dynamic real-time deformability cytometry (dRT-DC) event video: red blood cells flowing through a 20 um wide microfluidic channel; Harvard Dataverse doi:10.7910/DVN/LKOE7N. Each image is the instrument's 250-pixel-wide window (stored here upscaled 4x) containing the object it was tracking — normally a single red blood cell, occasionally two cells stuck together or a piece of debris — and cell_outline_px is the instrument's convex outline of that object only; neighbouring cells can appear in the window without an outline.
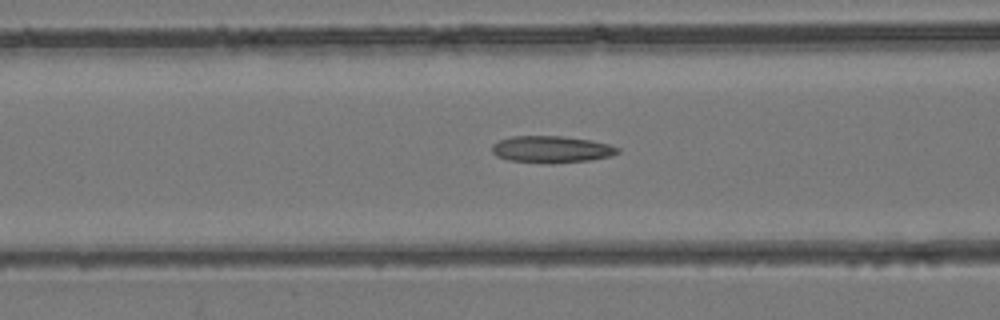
{"species": "common noctule bat (a hibernating species)", "species_latin": "Nyctalus noctula", "temperature_condition": "room temperature", "stored_images_in_passage": 26, "camera_frame_rate_fps": 3000, "um_per_image_px": 0.085, "animal": {"sex": "female", "body_mass_g": 24.6, "forearm_length_mm": 56.2}, "frame": {"image": 1, "passage_image": 7, "time_ms": 2.0, "image_size_px": [1000, 320], "cell_outline_px": [[620, 152], [612, 156], [588, 160], [552, 164], [508, 160], [496, 156], [492, 152], [492, 144], [500, 140], [512, 136], [564, 136], [592, 140], [608, 144], [620, 148]], "centroid_in_image_um": [46.89, 12.69], "position_along_channel_um": 119.7, "area_um2": 19.83}}
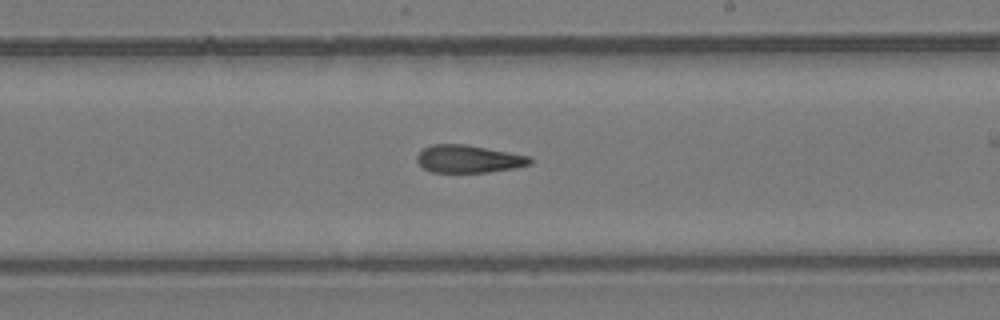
{"frame": {"image": 2, "passage_image": 15, "time_ms": 4.667, "image_size_px": [1000, 320], "cell_outline_px": [[532, 164], [512, 168], [488, 172], [432, 172], [424, 168], [416, 160], [416, 156], [424, 148], [432, 144], [468, 144], [532, 156]], "centroid_in_image_um": [39.86, 13.49], "position_along_channel_um": 249.1, "area_um2": 18.32}}
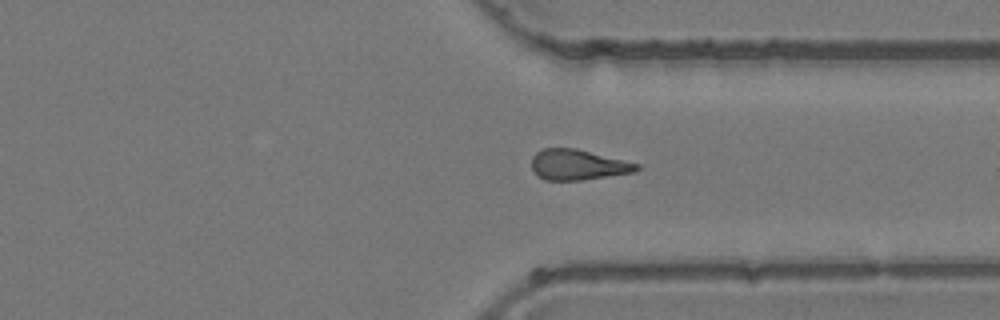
{"frame": {"image": 3, "passage_image": 22, "time_ms": 7.0, "image_size_px": [1000, 320], "cell_outline_px": [[640, 168], [636, 172], [584, 180], [544, 180], [532, 168], [532, 156], [536, 152], [544, 148], [576, 148], [640, 164]], "centroid_in_image_um": [49.15, 14.0], "position_along_channel_um": 362.2, "area_um2": 18.67}}